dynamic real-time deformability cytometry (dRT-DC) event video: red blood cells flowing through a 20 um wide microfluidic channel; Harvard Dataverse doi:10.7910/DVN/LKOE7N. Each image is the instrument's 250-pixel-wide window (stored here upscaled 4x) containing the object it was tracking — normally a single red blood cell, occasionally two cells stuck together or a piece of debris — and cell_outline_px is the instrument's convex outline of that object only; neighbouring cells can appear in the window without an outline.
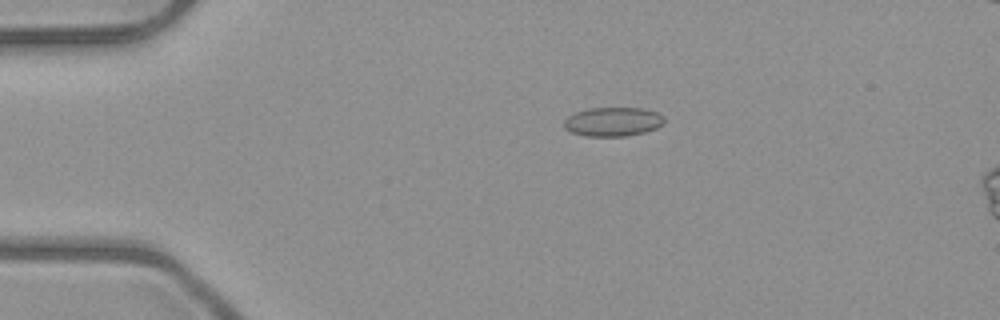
{"species": "common noctule bat (a hibernating species)", "species_latin": "Nyctalus noctula", "temperature_condition": "room temperature", "stored_images_in_passage": 6, "camera_frame_rate_fps": 3000, "um_per_image_px": 0.085, "animal": {"sex": "male", "body_mass_g": 23.1, "forearm_length_mm": 52.7}, "frame": {"image": 1, "passage_image": 4, "time_ms": 3.333, "image_size_px": [1000, 320], "cell_outline_px": [[664, 124], [656, 128], [644, 132], [624, 136], [584, 136], [572, 132], [564, 128], [564, 120], [568, 116], [576, 112], [588, 108], [640, 108], [656, 112], [664, 116]], "centroid_in_image_um": [52.09, 10.34], "position_along_channel_um": 32.9, "area_um2": 16.94}}